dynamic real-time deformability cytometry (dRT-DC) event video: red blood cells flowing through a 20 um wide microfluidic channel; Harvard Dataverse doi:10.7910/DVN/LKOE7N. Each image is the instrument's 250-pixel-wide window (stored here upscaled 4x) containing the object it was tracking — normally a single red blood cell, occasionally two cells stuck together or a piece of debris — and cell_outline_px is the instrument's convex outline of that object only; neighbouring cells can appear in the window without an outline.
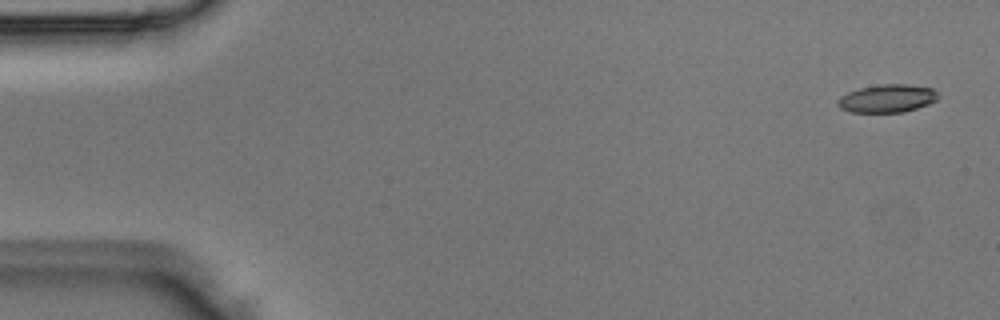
{"species": "Egyptian fruit bat (a non-hibernating species)", "species_latin": "Rousettus aegyptiacus", "temperature_condition": "room temperature", "stored_images_in_passage": 4, "camera_frame_rate_fps": 3000, "um_per_image_px": 0.085, "animal": {"sex": "male"}, "frame": {"image": 1, "passage_image": 1, "time_ms": 0.0, "image_size_px": [1000, 320], "cell_outline_px": [[940, 96], [936, 100], [928, 104], [904, 112], [852, 112], [840, 108], [836, 104], [836, 100], [840, 96], [848, 92], [860, 88], [884, 84], [904, 84], [932, 88]], "centroid_in_image_um": [75.39, 8.37], "position_along_channel_um": 9.6, "area_um2": 16.3}}
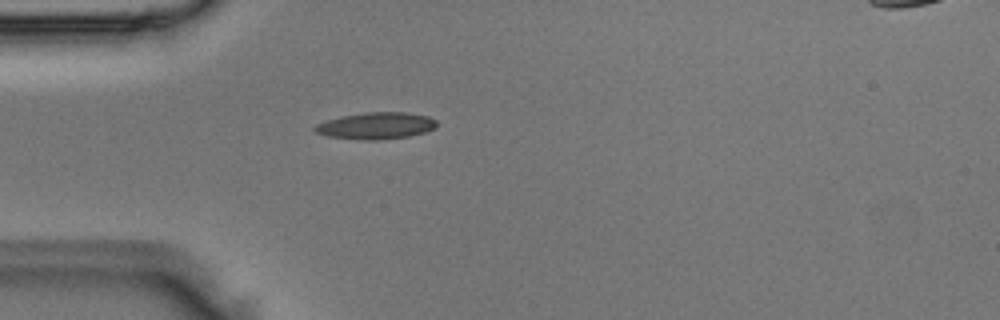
{"frame": {"image": 2, "passage_image": 4, "time_ms": 1.0, "image_size_px": [1000, 320], "cell_outline_px": [[436, 128], [424, 132], [408, 136], [380, 140], [364, 140], [328, 136], [316, 132], [312, 128], [316, 124], [328, 120], [344, 116], [364, 112], [404, 112], [428, 116], [436, 120]], "centroid_in_image_um": [31.98, 10.69], "position_along_channel_um": 53.0, "area_um2": 18.84}}